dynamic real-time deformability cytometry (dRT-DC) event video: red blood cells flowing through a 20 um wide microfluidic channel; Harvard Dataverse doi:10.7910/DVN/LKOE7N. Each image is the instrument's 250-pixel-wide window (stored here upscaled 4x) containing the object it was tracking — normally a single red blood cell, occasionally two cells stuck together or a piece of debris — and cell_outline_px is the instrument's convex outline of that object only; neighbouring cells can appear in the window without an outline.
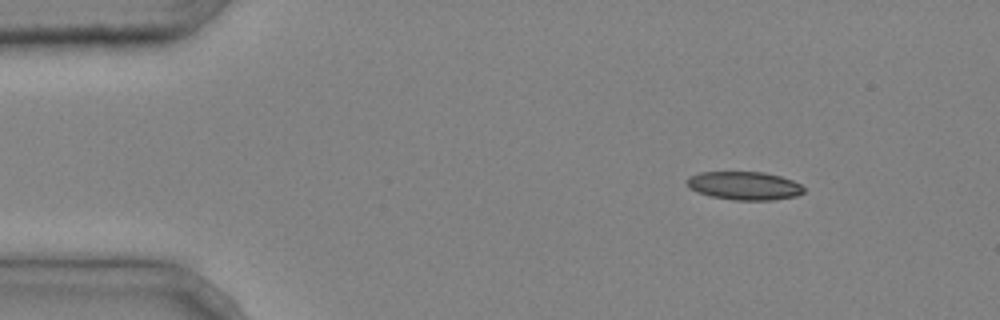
{"species": "common noctule bat (a hibernating species)", "species_latin": "Nyctalus noctula", "temperature_condition": "cold", "stored_images_in_passage": 3, "camera_frame_rate_fps": 3000, "um_per_image_px": 0.085, "animal": {"sex": "male", "body_mass_g": 20.4}, "frame": {"image": 1, "passage_image": 1, "time_ms": 0.0, "image_size_px": [1000, 320], "cell_outline_px": [[804, 192], [796, 196], [772, 200], [732, 200], [712, 196], [696, 192], [688, 188], [684, 180], [688, 176], [700, 172], [764, 172], [780, 176], [792, 180], [800, 184], [804, 188]], "centroid_in_image_um": [63.21, 15.78], "position_along_channel_um": 21.8, "area_um2": 19.48}}
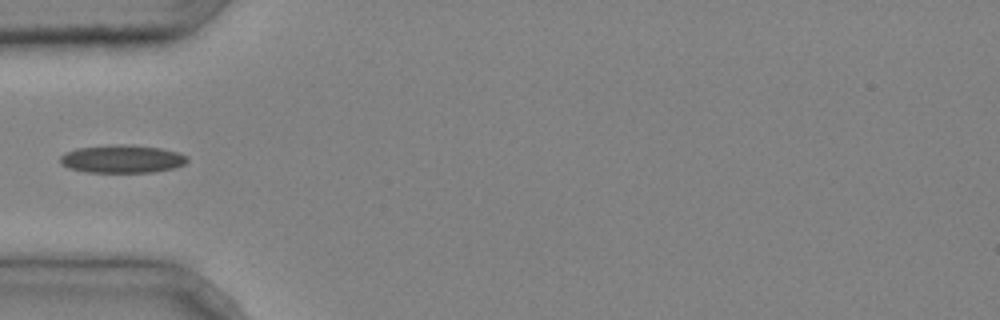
{"frame": {"image": 2, "passage_image": 3, "time_ms": 0.667, "image_size_px": [1000, 320], "cell_outline_px": [[188, 160], [184, 164], [172, 168], [152, 172], [84, 172], [68, 168], [60, 164], [60, 156], [64, 152], [76, 148], [112, 144], [128, 144], [160, 148], [176, 152], [188, 156]], "centroid_in_image_um": [10.32, 13.5], "position_along_channel_um": 74.7, "area_um2": 20.87}}